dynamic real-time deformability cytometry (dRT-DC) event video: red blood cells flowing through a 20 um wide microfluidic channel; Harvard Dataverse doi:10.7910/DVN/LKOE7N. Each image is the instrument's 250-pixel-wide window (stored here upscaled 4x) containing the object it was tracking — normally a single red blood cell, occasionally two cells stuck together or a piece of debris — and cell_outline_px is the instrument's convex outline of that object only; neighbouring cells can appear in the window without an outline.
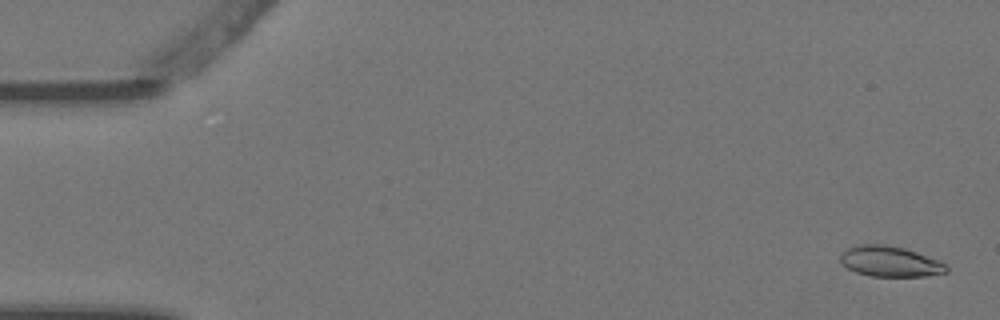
{"species": "Egyptian fruit bat (a non-hibernating species)", "species_latin": "Rousettus aegyptiacus", "temperature_condition": "warm", "stored_images_in_passage": 5, "camera_frame_rate_fps": 3000, "um_per_image_px": 0.085, "animal": {"sex": "female"}, "frame": {"image": 1, "passage_image": 1, "time_ms": 0.0, "image_size_px": [1000, 320], "cell_outline_px": [[948, 272], [924, 276], [872, 276], [856, 272], [848, 268], [840, 260], [840, 252], [856, 244], [884, 244], [904, 248], [916, 252], [936, 260], [944, 264], [948, 268]], "centroid_in_image_um": [75.61, 22.21], "position_along_channel_um": 9.4, "area_um2": 18.67}}
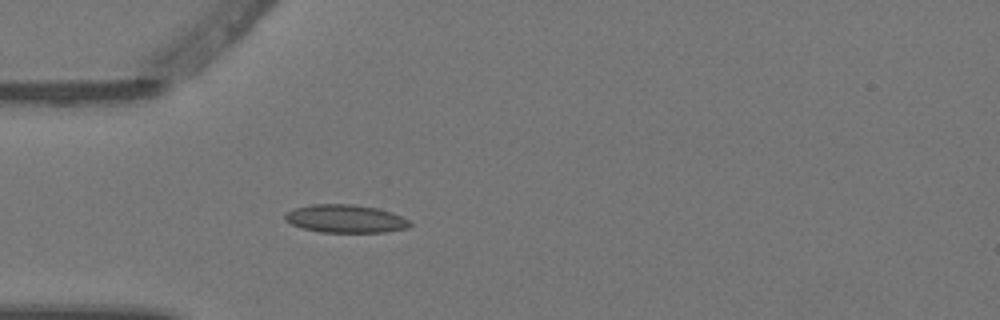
{"frame": {"image": 2, "passage_image": 5, "time_ms": 1.333, "image_size_px": [1000, 320], "cell_outline_px": [[412, 224], [408, 228], [384, 232], [320, 232], [304, 228], [292, 224], [284, 220], [284, 212], [296, 208], [312, 204], [352, 204], [376, 208], [392, 212], [408, 220]], "centroid_in_image_um": [29.35, 18.59], "position_along_channel_um": 55.7, "area_um2": 20.35}}